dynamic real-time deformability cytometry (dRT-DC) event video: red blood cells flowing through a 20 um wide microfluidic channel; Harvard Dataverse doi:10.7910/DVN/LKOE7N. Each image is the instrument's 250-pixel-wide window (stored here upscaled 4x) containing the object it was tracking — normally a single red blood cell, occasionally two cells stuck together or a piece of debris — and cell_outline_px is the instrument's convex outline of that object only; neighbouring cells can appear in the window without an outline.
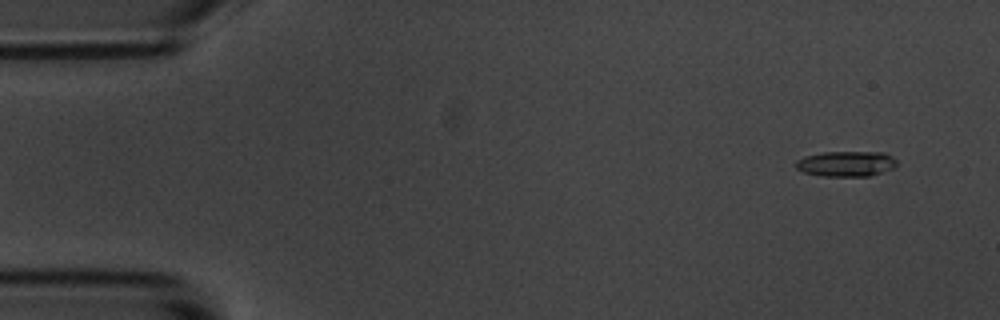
{"species": "common noctule bat (a hibernating species)", "species_latin": "Nyctalus noctula", "temperature_condition": "room temperature", "stored_images_in_passage": 5, "camera_frame_rate_fps": 3000, "um_per_image_px": 0.085, "animal": {"sex": "male", "body_mass_g": 20.1, "forearm_length_mm": 53.5}, "frame": {"image": 1, "passage_image": 1, "time_ms": 0.0, "image_size_px": [1000, 320], "cell_outline_px": [[896, 164], [892, 168], [868, 176], [824, 176], [804, 172], [796, 168], [796, 160], [804, 156], [824, 152], [884, 152], [892, 156], [896, 160]], "centroid_in_image_um": [71.9, 13.91], "position_along_channel_um": 13.1, "area_um2": 14.8}}
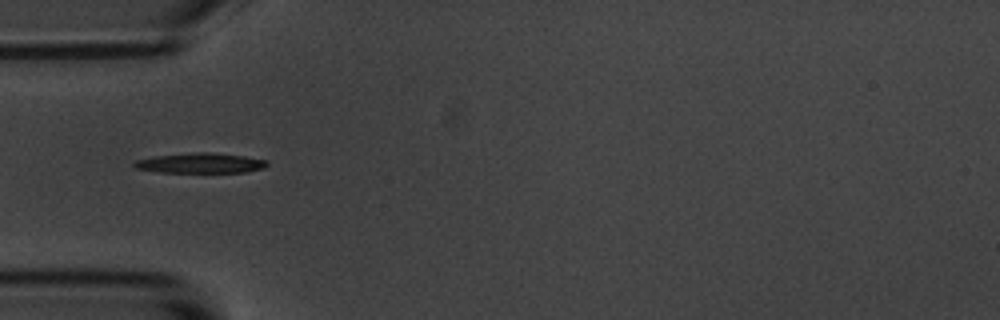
{"frame": {"image": 2, "passage_image": 5, "time_ms": 4.667, "image_size_px": [1000, 320], "cell_outline_px": [[268, 164], [264, 168], [248, 172], [160, 172], [136, 168], [132, 164], [136, 160], [152, 156], [192, 152], [208, 152], [244, 156], [268, 160]], "centroid_in_image_um": [17.04, 13.85], "position_along_channel_um": 68.0, "area_um2": 15.61}}